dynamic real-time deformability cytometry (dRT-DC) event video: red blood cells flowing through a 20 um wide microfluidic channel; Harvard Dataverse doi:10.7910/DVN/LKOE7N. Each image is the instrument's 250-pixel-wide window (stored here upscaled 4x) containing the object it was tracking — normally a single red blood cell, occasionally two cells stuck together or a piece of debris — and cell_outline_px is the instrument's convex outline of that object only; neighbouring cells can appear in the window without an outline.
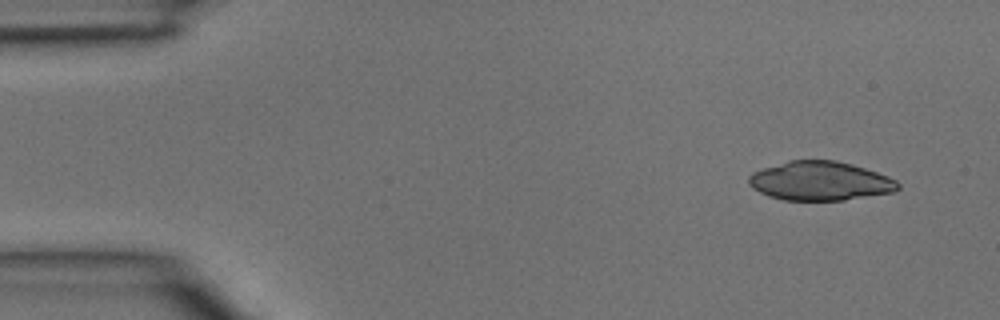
{"species": "common noctule bat (a hibernating species)", "species_latin": "Nyctalus noctula", "temperature_condition": "room temperature", "stored_images_in_passage": 2, "camera_frame_rate_fps": 3000, "um_per_image_px": 0.085, "animal": {"sex": "male", "body_mass_g": 15.6}, "frame": {"image": 1, "passage_image": 1, "time_ms": 0.0, "image_size_px": [1000, 320], "cell_outline_px": [[900, 188], [892, 192], [844, 200], [784, 200], [768, 196], [752, 188], [748, 184], [748, 176], [752, 172], [788, 160], [836, 160], [852, 164], [888, 176], [896, 180], [900, 184]], "centroid_in_image_um": [69.69, 15.38], "position_along_channel_um": 15.3, "area_um2": 33.93}}